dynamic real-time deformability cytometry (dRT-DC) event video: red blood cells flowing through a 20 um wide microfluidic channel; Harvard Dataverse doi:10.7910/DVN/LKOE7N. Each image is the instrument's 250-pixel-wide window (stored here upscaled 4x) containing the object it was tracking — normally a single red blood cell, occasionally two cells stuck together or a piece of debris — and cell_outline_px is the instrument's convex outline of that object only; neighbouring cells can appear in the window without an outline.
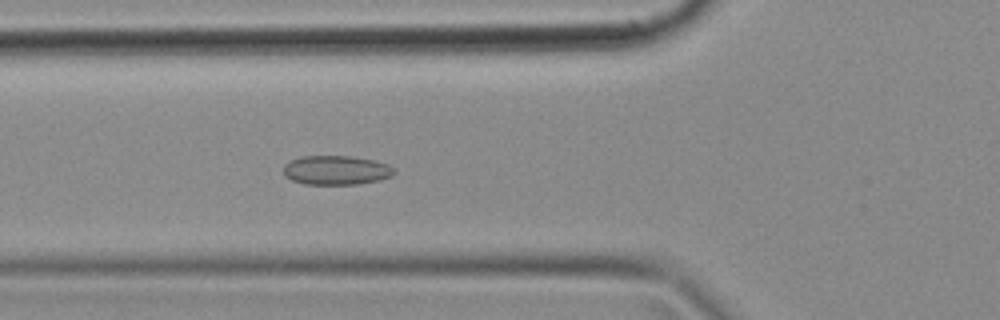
{"species": "common noctule bat (a hibernating species)", "species_latin": "Nyctalus noctula", "temperature_condition": "cold", "stored_images_in_passage": 49, "camera_frame_rate_fps": 3000, "um_per_image_px": 0.085, "animal": {"sex": "female", "body_mass_g": 18.4}, "frame": {"image": 1, "passage_image": 18, "time_ms": 5.667, "image_size_px": [1000, 320], "cell_outline_px": [[396, 172], [392, 176], [380, 180], [356, 184], [304, 184], [292, 180], [284, 176], [284, 164], [288, 160], [300, 156], [352, 156], [376, 160], [388, 164]], "centroid_in_image_um": [28.56, 14.45], "position_along_channel_um": 97.2, "area_um2": 19.07}}
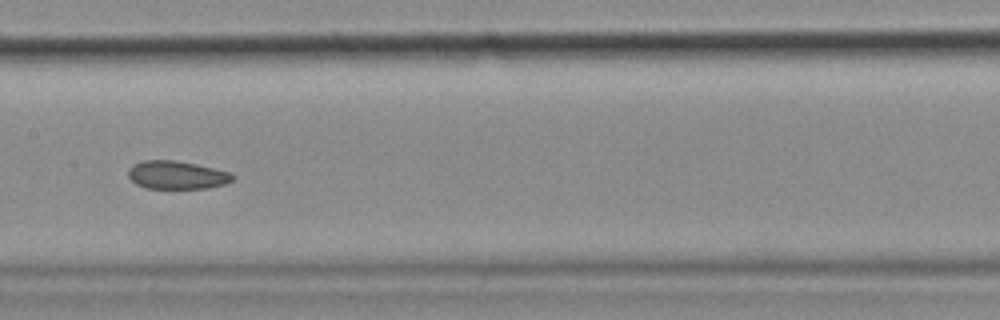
{"frame": {"image": 2, "passage_image": 25, "time_ms": 8.0, "image_size_px": [1000, 320], "cell_outline_px": [[236, 176], [232, 180], [224, 184], [208, 188], [144, 188], [136, 184], [128, 176], [128, 168], [132, 164], [144, 160], [176, 160], [196, 164], [232, 172]], "centroid_in_image_um": [15.03, 14.87], "position_along_channel_um": 192.4, "area_um2": 17.28}}
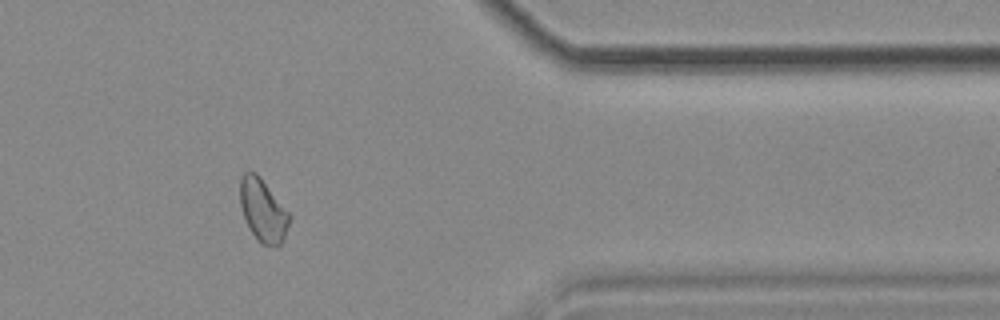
{"frame": {"image": 3, "passage_image": 41, "time_ms": 13.333, "image_size_px": [1000, 320], "cell_outline_px": [[292, 216], [284, 236], [280, 244], [276, 248], [260, 244], [248, 228], [240, 204], [240, 176], [248, 168], [256, 172], [260, 176]], "centroid_in_image_um": [22.34, 17.86], "position_along_channel_um": 389.1, "area_um2": 18.38}}